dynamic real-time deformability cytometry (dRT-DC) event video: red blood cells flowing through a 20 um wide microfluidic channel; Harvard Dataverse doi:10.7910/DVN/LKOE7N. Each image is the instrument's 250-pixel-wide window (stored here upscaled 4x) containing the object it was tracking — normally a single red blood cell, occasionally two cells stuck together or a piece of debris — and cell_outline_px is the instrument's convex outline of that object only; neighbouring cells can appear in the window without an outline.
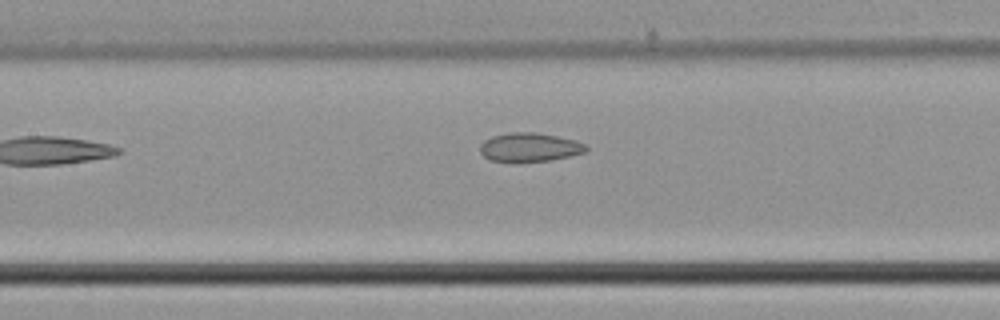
{"species": "common noctule bat (a hibernating species)", "species_latin": "Nyctalus noctula", "temperature_condition": "cold", "stored_images_in_passage": 13, "camera_frame_rate_fps": 3000, "um_per_image_px": 0.085, "animal": {"sex": "male", "body_mass_g": 21.5, "forearm_length_mm": 52.0}, "frame": {"image": 1, "passage_image": 11, "time_ms": 3.333, "image_size_px": [1000, 320], "cell_outline_px": [[588, 148], [584, 152], [568, 156], [548, 160], [516, 164], [488, 160], [480, 152], [480, 144], [484, 140], [492, 136], [508, 132], [536, 132], [576, 140], [584, 144]], "centroid_in_image_um": [44.94, 12.54], "position_along_channel_um": 162.5, "area_um2": 18.21}}